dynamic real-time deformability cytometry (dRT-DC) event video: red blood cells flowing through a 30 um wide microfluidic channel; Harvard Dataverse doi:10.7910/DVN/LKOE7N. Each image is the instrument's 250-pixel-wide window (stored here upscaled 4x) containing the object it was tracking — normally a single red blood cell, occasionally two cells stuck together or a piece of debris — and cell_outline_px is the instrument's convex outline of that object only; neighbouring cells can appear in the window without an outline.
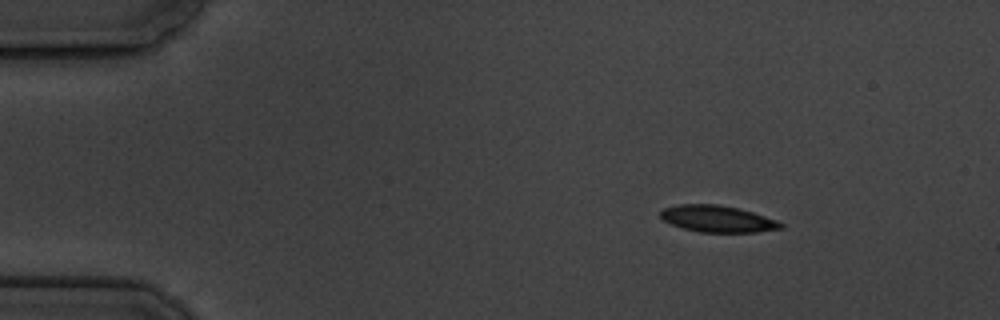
{"species": "common noctule bat (a hibernating species)", "species_latin": "Nyctalus noctula", "temperature_condition": "cold", "stored_images_in_passage": 4, "camera_frame_rate_fps": 3000, "um_per_image_px": 0.085, "animal": {"sex": "male", "body_mass_g": 19.5, "forearm_length_mm": 54.6}, "frame": {"image": 1, "passage_image": 1, "time_ms": 0.0, "image_size_px": [1000, 320], "cell_outline_px": [[784, 228], [756, 232], [700, 232], [684, 228], [672, 224], [664, 220], [660, 216], [660, 212], [664, 208], [676, 204], [720, 204], [740, 208], [776, 220], [784, 224]], "centroid_in_image_um": [61.0, 18.59], "position_along_channel_um": 24.0, "area_um2": 18.67}}
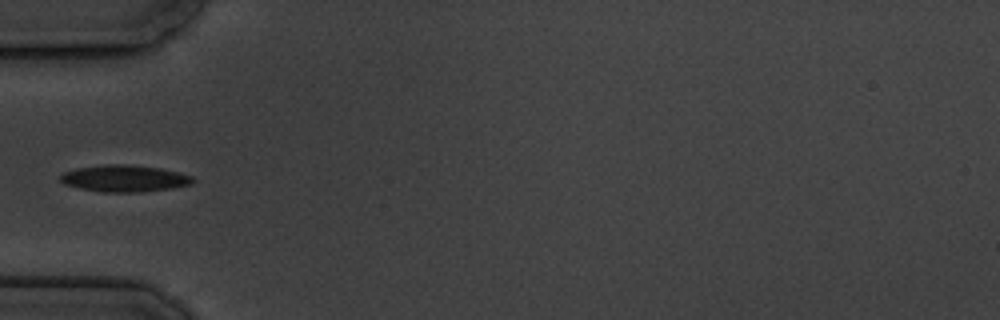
{"frame": {"image": 2, "passage_image": 4, "time_ms": 3.667, "image_size_px": [1000, 320], "cell_outline_px": [[196, 180], [192, 184], [172, 188], [140, 192], [104, 192], [80, 188], [64, 184], [60, 180], [60, 176], [64, 172], [76, 168], [108, 164], [124, 164], [160, 168], [192, 176]], "centroid_in_image_um": [10.58, 15.17], "position_along_channel_um": 74.4, "area_um2": 20.52}}